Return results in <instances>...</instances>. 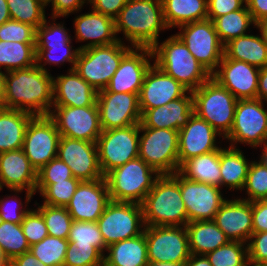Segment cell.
Masks as SVG:
<instances>
[{
    "label": "cell",
    "mask_w": 267,
    "mask_h": 266,
    "mask_svg": "<svg viewBox=\"0 0 267 266\" xmlns=\"http://www.w3.org/2000/svg\"><path fill=\"white\" fill-rule=\"evenodd\" d=\"M12 20L26 23L37 29L46 19V0H7Z\"/></svg>",
    "instance_id": "obj_38"
},
{
    "label": "cell",
    "mask_w": 267,
    "mask_h": 266,
    "mask_svg": "<svg viewBox=\"0 0 267 266\" xmlns=\"http://www.w3.org/2000/svg\"><path fill=\"white\" fill-rule=\"evenodd\" d=\"M72 42L70 41L67 45H57V46H50L49 49H36V66L43 69L44 71H47V69L44 67L46 64L51 63L55 65H59V63H64V62H69L72 64L70 70L74 69L75 63L77 61V56L80 51L79 48L73 49L70 44ZM63 51V54L60 56H55V52L57 50ZM64 49V50H63ZM60 51V53H61ZM45 61L44 64L42 65V61Z\"/></svg>",
    "instance_id": "obj_48"
},
{
    "label": "cell",
    "mask_w": 267,
    "mask_h": 266,
    "mask_svg": "<svg viewBox=\"0 0 267 266\" xmlns=\"http://www.w3.org/2000/svg\"><path fill=\"white\" fill-rule=\"evenodd\" d=\"M145 226H186L187 211L179 186V172L159 175L141 203Z\"/></svg>",
    "instance_id": "obj_3"
},
{
    "label": "cell",
    "mask_w": 267,
    "mask_h": 266,
    "mask_svg": "<svg viewBox=\"0 0 267 266\" xmlns=\"http://www.w3.org/2000/svg\"><path fill=\"white\" fill-rule=\"evenodd\" d=\"M246 0H207L208 16L210 20L242 9Z\"/></svg>",
    "instance_id": "obj_54"
},
{
    "label": "cell",
    "mask_w": 267,
    "mask_h": 266,
    "mask_svg": "<svg viewBox=\"0 0 267 266\" xmlns=\"http://www.w3.org/2000/svg\"><path fill=\"white\" fill-rule=\"evenodd\" d=\"M122 41L80 50L74 70L97 92L105 89L119 68L122 58L132 49Z\"/></svg>",
    "instance_id": "obj_7"
},
{
    "label": "cell",
    "mask_w": 267,
    "mask_h": 266,
    "mask_svg": "<svg viewBox=\"0 0 267 266\" xmlns=\"http://www.w3.org/2000/svg\"><path fill=\"white\" fill-rule=\"evenodd\" d=\"M262 156H260V161L267 166V147L264 146V148L262 147Z\"/></svg>",
    "instance_id": "obj_66"
},
{
    "label": "cell",
    "mask_w": 267,
    "mask_h": 266,
    "mask_svg": "<svg viewBox=\"0 0 267 266\" xmlns=\"http://www.w3.org/2000/svg\"><path fill=\"white\" fill-rule=\"evenodd\" d=\"M30 113L11 108H0V153L18 150L23 147Z\"/></svg>",
    "instance_id": "obj_30"
},
{
    "label": "cell",
    "mask_w": 267,
    "mask_h": 266,
    "mask_svg": "<svg viewBox=\"0 0 267 266\" xmlns=\"http://www.w3.org/2000/svg\"><path fill=\"white\" fill-rule=\"evenodd\" d=\"M96 104L102 130L140 124L141 112L137 94L98 92Z\"/></svg>",
    "instance_id": "obj_16"
},
{
    "label": "cell",
    "mask_w": 267,
    "mask_h": 266,
    "mask_svg": "<svg viewBox=\"0 0 267 266\" xmlns=\"http://www.w3.org/2000/svg\"><path fill=\"white\" fill-rule=\"evenodd\" d=\"M52 3V19L55 21L56 18L61 16H68L70 13H74L81 10L83 5L88 0H46V5Z\"/></svg>",
    "instance_id": "obj_55"
},
{
    "label": "cell",
    "mask_w": 267,
    "mask_h": 266,
    "mask_svg": "<svg viewBox=\"0 0 267 266\" xmlns=\"http://www.w3.org/2000/svg\"><path fill=\"white\" fill-rule=\"evenodd\" d=\"M260 99L238 100L234 122L225 139L230 140V147L245 143L253 148L267 144V110ZM235 143V144H234ZM234 145V146H233Z\"/></svg>",
    "instance_id": "obj_12"
},
{
    "label": "cell",
    "mask_w": 267,
    "mask_h": 266,
    "mask_svg": "<svg viewBox=\"0 0 267 266\" xmlns=\"http://www.w3.org/2000/svg\"><path fill=\"white\" fill-rule=\"evenodd\" d=\"M73 177L70 167L56 157L37 171V184H54Z\"/></svg>",
    "instance_id": "obj_51"
},
{
    "label": "cell",
    "mask_w": 267,
    "mask_h": 266,
    "mask_svg": "<svg viewBox=\"0 0 267 266\" xmlns=\"http://www.w3.org/2000/svg\"><path fill=\"white\" fill-rule=\"evenodd\" d=\"M139 158L160 175L179 171V131L139 127Z\"/></svg>",
    "instance_id": "obj_8"
},
{
    "label": "cell",
    "mask_w": 267,
    "mask_h": 266,
    "mask_svg": "<svg viewBox=\"0 0 267 266\" xmlns=\"http://www.w3.org/2000/svg\"><path fill=\"white\" fill-rule=\"evenodd\" d=\"M178 172L186 179L221 188L220 149L186 160Z\"/></svg>",
    "instance_id": "obj_33"
},
{
    "label": "cell",
    "mask_w": 267,
    "mask_h": 266,
    "mask_svg": "<svg viewBox=\"0 0 267 266\" xmlns=\"http://www.w3.org/2000/svg\"><path fill=\"white\" fill-rule=\"evenodd\" d=\"M186 93L189 91L184 86L153 63L145 74L138 96L141 115L148 109L166 105Z\"/></svg>",
    "instance_id": "obj_23"
},
{
    "label": "cell",
    "mask_w": 267,
    "mask_h": 266,
    "mask_svg": "<svg viewBox=\"0 0 267 266\" xmlns=\"http://www.w3.org/2000/svg\"><path fill=\"white\" fill-rule=\"evenodd\" d=\"M213 221L230 241L248 243L253 233L252 202L241 198L226 199Z\"/></svg>",
    "instance_id": "obj_25"
},
{
    "label": "cell",
    "mask_w": 267,
    "mask_h": 266,
    "mask_svg": "<svg viewBox=\"0 0 267 266\" xmlns=\"http://www.w3.org/2000/svg\"><path fill=\"white\" fill-rule=\"evenodd\" d=\"M165 29L161 0H127L115 19L116 35L122 31L133 47L152 48Z\"/></svg>",
    "instance_id": "obj_2"
},
{
    "label": "cell",
    "mask_w": 267,
    "mask_h": 266,
    "mask_svg": "<svg viewBox=\"0 0 267 266\" xmlns=\"http://www.w3.org/2000/svg\"><path fill=\"white\" fill-rule=\"evenodd\" d=\"M255 27H257V29H259V31L261 32V36L263 37V39L267 42V15H265L264 17L260 18L256 23H255Z\"/></svg>",
    "instance_id": "obj_63"
},
{
    "label": "cell",
    "mask_w": 267,
    "mask_h": 266,
    "mask_svg": "<svg viewBox=\"0 0 267 266\" xmlns=\"http://www.w3.org/2000/svg\"><path fill=\"white\" fill-rule=\"evenodd\" d=\"M36 65L35 43L0 40V72L24 69Z\"/></svg>",
    "instance_id": "obj_36"
},
{
    "label": "cell",
    "mask_w": 267,
    "mask_h": 266,
    "mask_svg": "<svg viewBox=\"0 0 267 266\" xmlns=\"http://www.w3.org/2000/svg\"><path fill=\"white\" fill-rule=\"evenodd\" d=\"M21 226L30 246L39 243L41 240L48 236L45 221L38 209H29V211L23 217Z\"/></svg>",
    "instance_id": "obj_50"
},
{
    "label": "cell",
    "mask_w": 267,
    "mask_h": 266,
    "mask_svg": "<svg viewBox=\"0 0 267 266\" xmlns=\"http://www.w3.org/2000/svg\"><path fill=\"white\" fill-rule=\"evenodd\" d=\"M211 77L238 100L256 99L260 68L244 61L222 57Z\"/></svg>",
    "instance_id": "obj_20"
},
{
    "label": "cell",
    "mask_w": 267,
    "mask_h": 266,
    "mask_svg": "<svg viewBox=\"0 0 267 266\" xmlns=\"http://www.w3.org/2000/svg\"><path fill=\"white\" fill-rule=\"evenodd\" d=\"M224 56L261 69L267 67V42L259 35L239 36L224 45Z\"/></svg>",
    "instance_id": "obj_32"
},
{
    "label": "cell",
    "mask_w": 267,
    "mask_h": 266,
    "mask_svg": "<svg viewBox=\"0 0 267 266\" xmlns=\"http://www.w3.org/2000/svg\"><path fill=\"white\" fill-rule=\"evenodd\" d=\"M68 239L47 236L30 246V252L46 266H64Z\"/></svg>",
    "instance_id": "obj_39"
},
{
    "label": "cell",
    "mask_w": 267,
    "mask_h": 266,
    "mask_svg": "<svg viewBox=\"0 0 267 266\" xmlns=\"http://www.w3.org/2000/svg\"><path fill=\"white\" fill-rule=\"evenodd\" d=\"M149 59H148V58ZM153 58L149 47H133L121 60L107 87L98 92L132 93L139 96Z\"/></svg>",
    "instance_id": "obj_19"
},
{
    "label": "cell",
    "mask_w": 267,
    "mask_h": 266,
    "mask_svg": "<svg viewBox=\"0 0 267 266\" xmlns=\"http://www.w3.org/2000/svg\"><path fill=\"white\" fill-rule=\"evenodd\" d=\"M185 227L193 255H206L230 241L213 220L188 222Z\"/></svg>",
    "instance_id": "obj_31"
},
{
    "label": "cell",
    "mask_w": 267,
    "mask_h": 266,
    "mask_svg": "<svg viewBox=\"0 0 267 266\" xmlns=\"http://www.w3.org/2000/svg\"><path fill=\"white\" fill-rule=\"evenodd\" d=\"M194 113L193 96L189 91L179 99H175L153 109L146 110L141 115L139 127L166 128L179 131L189 121Z\"/></svg>",
    "instance_id": "obj_26"
},
{
    "label": "cell",
    "mask_w": 267,
    "mask_h": 266,
    "mask_svg": "<svg viewBox=\"0 0 267 266\" xmlns=\"http://www.w3.org/2000/svg\"><path fill=\"white\" fill-rule=\"evenodd\" d=\"M36 29L29 24L8 20L0 25V40L35 43Z\"/></svg>",
    "instance_id": "obj_49"
},
{
    "label": "cell",
    "mask_w": 267,
    "mask_h": 266,
    "mask_svg": "<svg viewBox=\"0 0 267 266\" xmlns=\"http://www.w3.org/2000/svg\"><path fill=\"white\" fill-rule=\"evenodd\" d=\"M74 27L76 40L85 42L91 39L89 43L78 47L80 50L122 41L116 36L115 20L94 10L77 16Z\"/></svg>",
    "instance_id": "obj_28"
},
{
    "label": "cell",
    "mask_w": 267,
    "mask_h": 266,
    "mask_svg": "<svg viewBox=\"0 0 267 266\" xmlns=\"http://www.w3.org/2000/svg\"><path fill=\"white\" fill-rule=\"evenodd\" d=\"M159 44L151 48L154 64L188 91L196 90L211 77L176 34Z\"/></svg>",
    "instance_id": "obj_4"
},
{
    "label": "cell",
    "mask_w": 267,
    "mask_h": 266,
    "mask_svg": "<svg viewBox=\"0 0 267 266\" xmlns=\"http://www.w3.org/2000/svg\"><path fill=\"white\" fill-rule=\"evenodd\" d=\"M179 186L188 222L213 220L226 200L219 187L186 179L180 173Z\"/></svg>",
    "instance_id": "obj_18"
},
{
    "label": "cell",
    "mask_w": 267,
    "mask_h": 266,
    "mask_svg": "<svg viewBox=\"0 0 267 266\" xmlns=\"http://www.w3.org/2000/svg\"><path fill=\"white\" fill-rule=\"evenodd\" d=\"M139 124L102 130L96 141L98 160L105 176L111 170L139 156Z\"/></svg>",
    "instance_id": "obj_10"
},
{
    "label": "cell",
    "mask_w": 267,
    "mask_h": 266,
    "mask_svg": "<svg viewBox=\"0 0 267 266\" xmlns=\"http://www.w3.org/2000/svg\"><path fill=\"white\" fill-rule=\"evenodd\" d=\"M80 182L73 177L54 184H36L35 193L38 191L42 195L43 204L66 207Z\"/></svg>",
    "instance_id": "obj_43"
},
{
    "label": "cell",
    "mask_w": 267,
    "mask_h": 266,
    "mask_svg": "<svg viewBox=\"0 0 267 266\" xmlns=\"http://www.w3.org/2000/svg\"><path fill=\"white\" fill-rule=\"evenodd\" d=\"M57 157L70 167L73 176L81 182L104 178L96 142L61 136Z\"/></svg>",
    "instance_id": "obj_17"
},
{
    "label": "cell",
    "mask_w": 267,
    "mask_h": 266,
    "mask_svg": "<svg viewBox=\"0 0 267 266\" xmlns=\"http://www.w3.org/2000/svg\"><path fill=\"white\" fill-rule=\"evenodd\" d=\"M97 224L102 238L109 245L139 236L144 232L142 206L139 203L110 201Z\"/></svg>",
    "instance_id": "obj_9"
},
{
    "label": "cell",
    "mask_w": 267,
    "mask_h": 266,
    "mask_svg": "<svg viewBox=\"0 0 267 266\" xmlns=\"http://www.w3.org/2000/svg\"><path fill=\"white\" fill-rule=\"evenodd\" d=\"M33 65L4 73V107L33 116L49 115L53 106V77Z\"/></svg>",
    "instance_id": "obj_1"
},
{
    "label": "cell",
    "mask_w": 267,
    "mask_h": 266,
    "mask_svg": "<svg viewBox=\"0 0 267 266\" xmlns=\"http://www.w3.org/2000/svg\"><path fill=\"white\" fill-rule=\"evenodd\" d=\"M9 266H46L40 262L30 251L15 256L9 261Z\"/></svg>",
    "instance_id": "obj_59"
},
{
    "label": "cell",
    "mask_w": 267,
    "mask_h": 266,
    "mask_svg": "<svg viewBox=\"0 0 267 266\" xmlns=\"http://www.w3.org/2000/svg\"><path fill=\"white\" fill-rule=\"evenodd\" d=\"M104 256L96 247H78L69 242L64 266H103Z\"/></svg>",
    "instance_id": "obj_47"
},
{
    "label": "cell",
    "mask_w": 267,
    "mask_h": 266,
    "mask_svg": "<svg viewBox=\"0 0 267 266\" xmlns=\"http://www.w3.org/2000/svg\"><path fill=\"white\" fill-rule=\"evenodd\" d=\"M111 201L105 178L82 181L66 209L75 221L97 222Z\"/></svg>",
    "instance_id": "obj_21"
},
{
    "label": "cell",
    "mask_w": 267,
    "mask_h": 266,
    "mask_svg": "<svg viewBox=\"0 0 267 266\" xmlns=\"http://www.w3.org/2000/svg\"><path fill=\"white\" fill-rule=\"evenodd\" d=\"M63 26V24L53 22L49 25L45 19L44 23L36 29V49H49L50 46L67 45L72 38Z\"/></svg>",
    "instance_id": "obj_46"
},
{
    "label": "cell",
    "mask_w": 267,
    "mask_h": 266,
    "mask_svg": "<svg viewBox=\"0 0 267 266\" xmlns=\"http://www.w3.org/2000/svg\"><path fill=\"white\" fill-rule=\"evenodd\" d=\"M168 28L207 19V0H161Z\"/></svg>",
    "instance_id": "obj_34"
},
{
    "label": "cell",
    "mask_w": 267,
    "mask_h": 266,
    "mask_svg": "<svg viewBox=\"0 0 267 266\" xmlns=\"http://www.w3.org/2000/svg\"><path fill=\"white\" fill-rule=\"evenodd\" d=\"M37 171L23 149L0 153V189L4 186L16 193L26 189V204L34 196Z\"/></svg>",
    "instance_id": "obj_22"
},
{
    "label": "cell",
    "mask_w": 267,
    "mask_h": 266,
    "mask_svg": "<svg viewBox=\"0 0 267 266\" xmlns=\"http://www.w3.org/2000/svg\"><path fill=\"white\" fill-rule=\"evenodd\" d=\"M213 24L223 45L232 39L246 35V30L250 25L254 24L255 26L246 4L242 9L215 18Z\"/></svg>",
    "instance_id": "obj_37"
},
{
    "label": "cell",
    "mask_w": 267,
    "mask_h": 266,
    "mask_svg": "<svg viewBox=\"0 0 267 266\" xmlns=\"http://www.w3.org/2000/svg\"><path fill=\"white\" fill-rule=\"evenodd\" d=\"M247 250L249 265L267 266V231L252 233Z\"/></svg>",
    "instance_id": "obj_52"
},
{
    "label": "cell",
    "mask_w": 267,
    "mask_h": 266,
    "mask_svg": "<svg viewBox=\"0 0 267 266\" xmlns=\"http://www.w3.org/2000/svg\"><path fill=\"white\" fill-rule=\"evenodd\" d=\"M0 248L9 261L30 250L21 224L0 221Z\"/></svg>",
    "instance_id": "obj_40"
},
{
    "label": "cell",
    "mask_w": 267,
    "mask_h": 266,
    "mask_svg": "<svg viewBox=\"0 0 267 266\" xmlns=\"http://www.w3.org/2000/svg\"><path fill=\"white\" fill-rule=\"evenodd\" d=\"M0 108H4V72H0Z\"/></svg>",
    "instance_id": "obj_64"
},
{
    "label": "cell",
    "mask_w": 267,
    "mask_h": 266,
    "mask_svg": "<svg viewBox=\"0 0 267 266\" xmlns=\"http://www.w3.org/2000/svg\"><path fill=\"white\" fill-rule=\"evenodd\" d=\"M245 244L247 243L229 241L205 256L212 266H248V250Z\"/></svg>",
    "instance_id": "obj_42"
},
{
    "label": "cell",
    "mask_w": 267,
    "mask_h": 266,
    "mask_svg": "<svg viewBox=\"0 0 267 266\" xmlns=\"http://www.w3.org/2000/svg\"><path fill=\"white\" fill-rule=\"evenodd\" d=\"M148 266H185V263H149Z\"/></svg>",
    "instance_id": "obj_65"
},
{
    "label": "cell",
    "mask_w": 267,
    "mask_h": 266,
    "mask_svg": "<svg viewBox=\"0 0 267 266\" xmlns=\"http://www.w3.org/2000/svg\"><path fill=\"white\" fill-rule=\"evenodd\" d=\"M176 34L191 54L212 75L224 56V45L215 30L213 21L204 19L179 26Z\"/></svg>",
    "instance_id": "obj_11"
},
{
    "label": "cell",
    "mask_w": 267,
    "mask_h": 266,
    "mask_svg": "<svg viewBox=\"0 0 267 266\" xmlns=\"http://www.w3.org/2000/svg\"><path fill=\"white\" fill-rule=\"evenodd\" d=\"M97 93L74 69L53 77V106H97Z\"/></svg>",
    "instance_id": "obj_27"
},
{
    "label": "cell",
    "mask_w": 267,
    "mask_h": 266,
    "mask_svg": "<svg viewBox=\"0 0 267 266\" xmlns=\"http://www.w3.org/2000/svg\"><path fill=\"white\" fill-rule=\"evenodd\" d=\"M185 266H212L205 255L190 254Z\"/></svg>",
    "instance_id": "obj_61"
},
{
    "label": "cell",
    "mask_w": 267,
    "mask_h": 266,
    "mask_svg": "<svg viewBox=\"0 0 267 266\" xmlns=\"http://www.w3.org/2000/svg\"><path fill=\"white\" fill-rule=\"evenodd\" d=\"M250 163L237 147H220L221 187L243 190Z\"/></svg>",
    "instance_id": "obj_35"
},
{
    "label": "cell",
    "mask_w": 267,
    "mask_h": 266,
    "mask_svg": "<svg viewBox=\"0 0 267 266\" xmlns=\"http://www.w3.org/2000/svg\"><path fill=\"white\" fill-rule=\"evenodd\" d=\"M256 99L267 102V67L261 68L259 71L258 90Z\"/></svg>",
    "instance_id": "obj_60"
},
{
    "label": "cell",
    "mask_w": 267,
    "mask_h": 266,
    "mask_svg": "<svg viewBox=\"0 0 267 266\" xmlns=\"http://www.w3.org/2000/svg\"><path fill=\"white\" fill-rule=\"evenodd\" d=\"M127 0H88L92 9L112 19H116Z\"/></svg>",
    "instance_id": "obj_56"
},
{
    "label": "cell",
    "mask_w": 267,
    "mask_h": 266,
    "mask_svg": "<svg viewBox=\"0 0 267 266\" xmlns=\"http://www.w3.org/2000/svg\"><path fill=\"white\" fill-rule=\"evenodd\" d=\"M253 233L267 231V200L252 202Z\"/></svg>",
    "instance_id": "obj_57"
},
{
    "label": "cell",
    "mask_w": 267,
    "mask_h": 266,
    "mask_svg": "<svg viewBox=\"0 0 267 266\" xmlns=\"http://www.w3.org/2000/svg\"><path fill=\"white\" fill-rule=\"evenodd\" d=\"M61 135L48 116H34L26 129L23 151L36 171L57 157Z\"/></svg>",
    "instance_id": "obj_14"
},
{
    "label": "cell",
    "mask_w": 267,
    "mask_h": 266,
    "mask_svg": "<svg viewBox=\"0 0 267 266\" xmlns=\"http://www.w3.org/2000/svg\"><path fill=\"white\" fill-rule=\"evenodd\" d=\"M68 241L78 247H96L102 254L107 251L97 222L73 220Z\"/></svg>",
    "instance_id": "obj_41"
},
{
    "label": "cell",
    "mask_w": 267,
    "mask_h": 266,
    "mask_svg": "<svg viewBox=\"0 0 267 266\" xmlns=\"http://www.w3.org/2000/svg\"><path fill=\"white\" fill-rule=\"evenodd\" d=\"M192 96L194 113L225 138L233 126L238 99L212 77L192 91Z\"/></svg>",
    "instance_id": "obj_5"
},
{
    "label": "cell",
    "mask_w": 267,
    "mask_h": 266,
    "mask_svg": "<svg viewBox=\"0 0 267 266\" xmlns=\"http://www.w3.org/2000/svg\"><path fill=\"white\" fill-rule=\"evenodd\" d=\"M10 19L11 16L7 5V0H0V25Z\"/></svg>",
    "instance_id": "obj_62"
},
{
    "label": "cell",
    "mask_w": 267,
    "mask_h": 266,
    "mask_svg": "<svg viewBox=\"0 0 267 266\" xmlns=\"http://www.w3.org/2000/svg\"><path fill=\"white\" fill-rule=\"evenodd\" d=\"M149 263H185L190 256L185 226H145Z\"/></svg>",
    "instance_id": "obj_13"
},
{
    "label": "cell",
    "mask_w": 267,
    "mask_h": 266,
    "mask_svg": "<svg viewBox=\"0 0 267 266\" xmlns=\"http://www.w3.org/2000/svg\"><path fill=\"white\" fill-rule=\"evenodd\" d=\"M246 6L255 23L267 15V0H246Z\"/></svg>",
    "instance_id": "obj_58"
},
{
    "label": "cell",
    "mask_w": 267,
    "mask_h": 266,
    "mask_svg": "<svg viewBox=\"0 0 267 266\" xmlns=\"http://www.w3.org/2000/svg\"><path fill=\"white\" fill-rule=\"evenodd\" d=\"M247 190L249 202L267 200V166L260 160L251 161L243 190Z\"/></svg>",
    "instance_id": "obj_45"
},
{
    "label": "cell",
    "mask_w": 267,
    "mask_h": 266,
    "mask_svg": "<svg viewBox=\"0 0 267 266\" xmlns=\"http://www.w3.org/2000/svg\"><path fill=\"white\" fill-rule=\"evenodd\" d=\"M37 209L43 216L49 236L68 239L73 219L66 207L42 204Z\"/></svg>",
    "instance_id": "obj_44"
},
{
    "label": "cell",
    "mask_w": 267,
    "mask_h": 266,
    "mask_svg": "<svg viewBox=\"0 0 267 266\" xmlns=\"http://www.w3.org/2000/svg\"><path fill=\"white\" fill-rule=\"evenodd\" d=\"M221 136L204 119L195 113L190 117L188 123L179 130V168L188 159L216 151V137Z\"/></svg>",
    "instance_id": "obj_24"
},
{
    "label": "cell",
    "mask_w": 267,
    "mask_h": 266,
    "mask_svg": "<svg viewBox=\"0 0 267 266\" xmlns=\"http://www.w3.org/2000/svg\"><path fill=\"white\" fill-rule=\"evenodd\" d=\"M49 117L53 120L59 134L88 142H96L102 128L97 106L72 107L52 106Z\"/></svg>",
    "instance_id": "obj_15"
},
{
    "label": "cell",
    "mask_w": 267,
    "mask_h": 266,
    "mask_svg": "<svg viewBox=\"0 0 267 266\" xmlns=\"http://www.w3.org/2000/svg\"><path fill=\"white\" fill-rule=\"evenodd\" d=\"M10 198L8 196V198L0 199V221L21 224L23 217L29 210L23 209L22 202L16 197Z\"/></svg>",
    "instance_id": "obj_53"
},
{
    "label": "cell",
    "mask_w": 267,
    "mask_h": 266,
    "mask_svg": "<svg viewBox=\"0 0 267 266\" xmlns=\"http://www.w3.org/2000/svg\"><path fill=\"white\" fill-rule=\"evenodd\" d=\"M103 266H148L145 233L134 238L121 240L107 247Z\"/></svg>",
    "instance_id": "obj_29"
},
{
    "label": "cell",
    "mask_w": 267,
    "mask_h": 266,
    "mask_svg": "<svg viewBox=\"0 0 267 266\" xmlns=\"http://www.w3.org/2000/svg\"><path fill=\"white\" fill-rule=\"evenodd\" d=\"M159 175L155 169L138 157L111 170L104 178L112 201L141 204Z\"/></svg>",
    "instance_id": "obj_6"
}]
</instances>
